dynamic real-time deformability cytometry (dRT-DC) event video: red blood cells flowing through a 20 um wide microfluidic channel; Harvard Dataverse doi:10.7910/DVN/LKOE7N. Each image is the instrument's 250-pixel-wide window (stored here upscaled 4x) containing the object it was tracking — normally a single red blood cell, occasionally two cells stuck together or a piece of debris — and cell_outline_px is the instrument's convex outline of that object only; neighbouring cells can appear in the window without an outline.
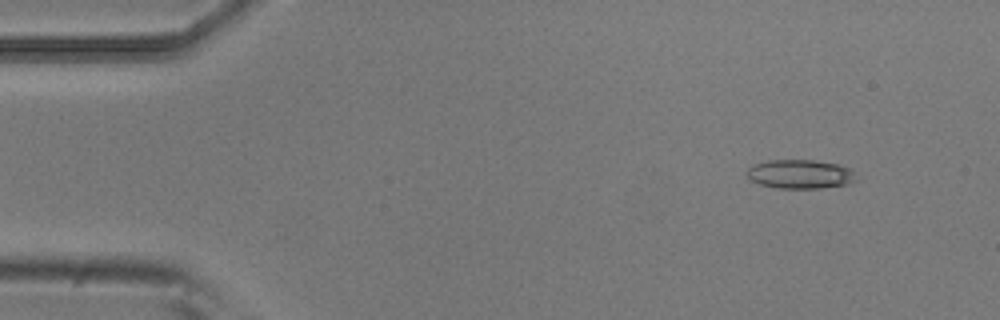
{"species": "common noctule bat (a hibernating species)", "species_latin": "Nyctalus noctula", "temperature_condition": "room temperature", "stored_images_in_passage": 5, "camera_frame_rate_fps": 3000, "um_per_image_px": 0.085, "animal": {"sex": "male", "body_mass_g": 20.5, "forearm_length_mm": 52.5}, "frame": {"image": 1, "passage_image": 2, "time_ms": 0.333, "image_size_px": [1000, 320], "cell_outline_px": [[856, 180], [848, 184], [820, 188], [776, 188], [760, 184], [752, 180], [748, 176], [748, 168], [752, 164], [768, 160], [812, 160], [836, 164], [852, 168]], "centroid_in_image_um": [68.02, 14.8], "position_along_channel_um": 17.0, "area_um2": 18.38}}
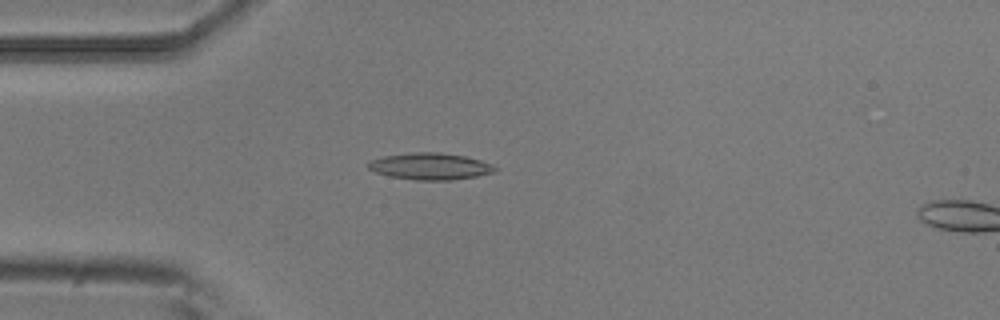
{"frame": {"image": 2, "passage_image": 4, "time_ms": 1.0, "image_size_px": [1000, 320], "cell_outline_px": [[496, 168], [492, 172], [476, 176], [452, 180], [416, 180], [392, 176], [376, 172], [368, 168], [368, 164], [372, 160], [384, 156], [416, 152], [440, 152], [464, 156], [480, 160], [492, 164]], "centroid_in_image_um": [36.58, 14.13], "position_along_channel_um": 48.4, "area_um2": 19.36}}